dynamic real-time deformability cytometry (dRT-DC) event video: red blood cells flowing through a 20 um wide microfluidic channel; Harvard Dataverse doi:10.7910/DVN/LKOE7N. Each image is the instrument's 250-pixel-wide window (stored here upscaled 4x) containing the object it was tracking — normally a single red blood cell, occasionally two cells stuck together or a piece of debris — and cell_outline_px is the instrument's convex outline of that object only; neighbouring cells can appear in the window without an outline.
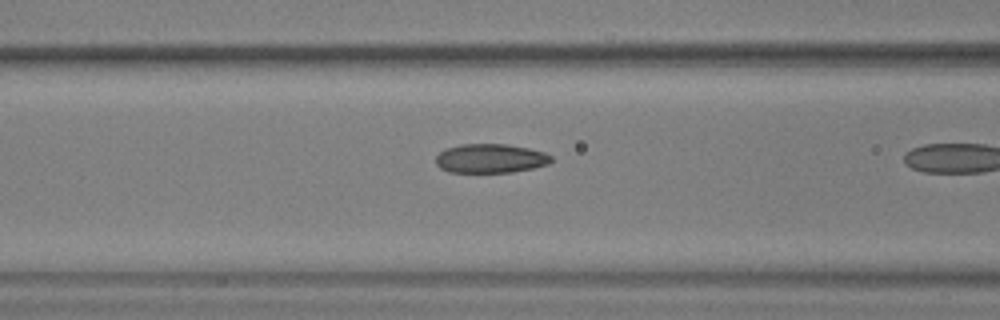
{"species": "common noctule bat (a hibernating species)", "species_latin": "Nyctalus noctula", "temperature_condition": "warm", "stored_images_in_passage": 6, "camera_frame_rate_fps": 3000, "um_per_image_px": 0.085, "animal": {"sex": "male", "body_mass_g": 17.9, "forearm_length_mm": 54.2}, "frame": {"image": 1, "passage_image": 5, "time_ms": 1.333, "image_size_px": [1000, 320], "cell_outline_px": [[552, 160], [548, 164], [532, 168], [512, 172], [448, 172], [440, 168], [436, 164], [436, 156], [440, 152], [448, 148], [460, 144], [508, 144], [528, 148], [544, 152], [552, 156]], "centroid_in_image_um": [41.68, 13.46], "position_along_channel_um": 124.9, "area_um2": 19.54}}